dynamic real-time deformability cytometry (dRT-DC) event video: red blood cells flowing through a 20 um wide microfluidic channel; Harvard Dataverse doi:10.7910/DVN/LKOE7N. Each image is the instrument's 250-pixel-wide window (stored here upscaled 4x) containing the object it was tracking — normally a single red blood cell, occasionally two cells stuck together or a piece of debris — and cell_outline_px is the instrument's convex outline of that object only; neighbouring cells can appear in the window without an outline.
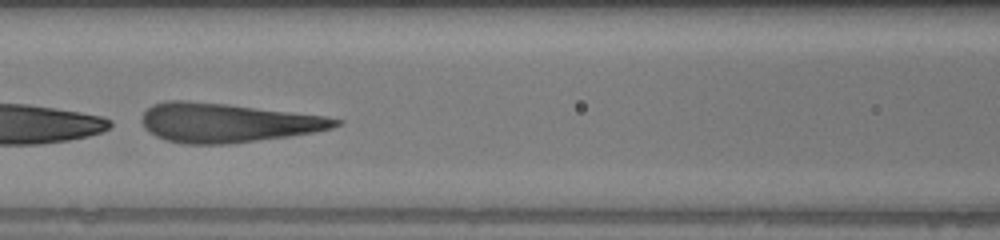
{"species": "human", "species_latin": "Homo sapiens", "temperature_condition": "warm", "stored_images_in_passage": 23, "camera_frame_rate_fps": 3000, "um_per_image_px": 0.085, "donor": {"sex": "female"}, "frame": {"image": 1, "passage_image": 20, "time_ms": 6.333, "image_size_px": [1000, 240], "cell_outline_px": [[344, 120], [340, 124], [332, 128], [312, 132], [288, 136], [228, 144], [184, 144], [164, 140], [156, 136], [144, 128], [140, 120], [144, 112], [152, 104], [168, 100], [188, 100], [228, 104], [324, 116]], "centroid_in_image_um": [19.25, 10.43], "position_along_channel_um": 147.3, "area_um2": 44.16}}